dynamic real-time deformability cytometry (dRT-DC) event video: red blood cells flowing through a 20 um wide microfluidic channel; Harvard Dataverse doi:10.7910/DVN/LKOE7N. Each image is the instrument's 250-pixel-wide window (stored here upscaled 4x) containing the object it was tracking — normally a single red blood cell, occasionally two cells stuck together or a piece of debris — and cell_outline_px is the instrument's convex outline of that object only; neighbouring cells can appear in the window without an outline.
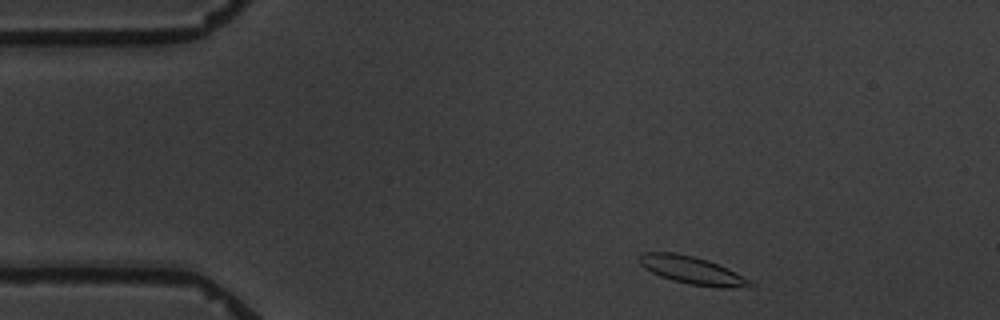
{"species": "common noctule bat (a hibernating species)", "species_latin": "Nyctalus noctula", "temperature_condition": "warm", "stored_images_in_passage": 2, "camera_frame_rate_fps": 3000, "um_per_image_px": 0.085, "animal": {"sex": "male", "body_mass_g": 19.5, "forearm_length_mm": 54.6}, "frame": {"image": 1, "passage_image": 1, "time_ms": 0.0, "image_size_px": [1000, 320], "cell_outline_px": [[756, 288], [720, 288], [688, 284], [672, 280], [660, 276], [644, 268], [636, 260], [636, 256], [640, 252], [672, 252], [692, 256], [708, 260], [728, 268], [736, 272], [756, 284]], "centroid_in_image_um": [58.85, 22.99], "position_along_channel_um": 26.2, "area_um2": 18.38}}